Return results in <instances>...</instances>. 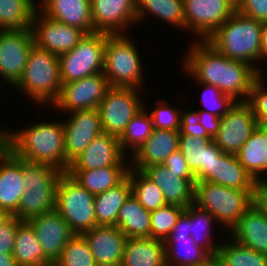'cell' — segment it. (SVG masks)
I'll list each match as a JSON object with an SVG mask.
<instances>
[{
    "mask_svg": "<svg viewBox=\"0 0 267 266\" xmlns=\"http://www.w3.org/2000/svg\"><path fill=\"white\" fill-rule=\"evenodd\" d=\"M193 41L181 68L193 81L211 84L237 102H246L260 74L250 65L227 58L207 41Z\"/></svg>",
    "mask_w": 267,
    "mask_h": 266,
    "instance_id": "6da1fadb",
    "label": "cell"
},
{
    "mask_svg": "<svg viewBox=\"0 0 267 266\" xmlns=\"http://www.w3.org/2000/svg\"><path fill=\"white\" fill-rule=\"evenodd\" d=\"M0 141L13 154L28 162L46 164L62 172H67L70 167L65 156L64 126L61 120H43L14 131L0 127Z\"/></svg>",
    "mask_w": 267,
    "mask_h": 266,
    "instance_id": "7a4b0ae2",
    "label": "cell"
},
{
    "mask_svg": "<svg viewBox=\"0 0 267 266\" xmlns=\"http://www.w3.org/2000/svg\"><path fill=\"white\" fill-rule=\"evenodd\" d=\"M262 27L263 22L235 11L206 41L222 55L252 66L261 75L264 72L256 63L260 62Z\"/></svg>",
    "mask_w": 267,
    "mask_h": 266,
    "instance_id": "3957f363",
    "label": "cell"
},
{
    "mask_svg": "<svg viewBox=\"0 0 267 266\" xmlns=\"http://www.w3.org/2000/svg\"><path fill=\"white\" fill-rule=\"evenodd\" d=\"M63 173L55 167L22 159L25 192L13 216L20 221H29L54 211L56 187Z\"/></svg>",
    "mask_w": 267,
    "mask_h": 266,
    "instance_id": "277c9868",
    "label": "cell"
},
{
    "mask_svg": "<svg viewBox=\"0 0 267 266\" xmlns=\"http://www.w3.org/2000/svg\"><path fill=\"white\" fill-rule=\"evenodd\" d=\"M61 87L58 56L34 45L29 52L23 75L14 88L21 90L24 96L40 107L52 105Z\"/></svg>",
    "mask_w": 267,
    "mask_h": 266,
    "instance_id": "5b68a950",
    "label": "cell"
},
{
    "mask_svg": "<svg viewBox=\"0 0 267 266\" xmlns=\"http://www.w3.org/2000/svg\"><path fill=\"white\" fill-rule=\"evenodd\" d=\"M126 34H106L103 74L110 87L143 89L142 59L134 39ZM143 86V87H142Z\"/></svg>",
    "mask_w": 267,
    "mask_h": 266,
    "instance_id": "8992f818",
    "label": "cell"
},
{
    "mask_svg": "<svg viewBox=\"0 0 267 266\" xmlns=\"http://www.w3.org/2000/svg\"><path fill=\"white\" fill-rule=\"evenodd\" d=\"M254 195L255 190H238L207 181H198L195 183L194 204L208 211L218 224L230 231L254 204Z\"/></svg>",
    "mask_w": 267,
    "mask_h": 266,
    "instance_id": "52a82bcc",
    "label": "cell"
},
{
    "mask_svg": "<svg viewBox=\"0 0 267 266\" xmlns=\"http://www.w3.org/2000/svg\"><path fill=\"white\" fill-rule=\"evenodd\" d=\"M95 195L64 172L56 187L55 210L74 234L81 235L97 225Z\"/></svg>",
    "mask_w": 267,
    "mask_h": 266,
    "instance_id": "ba28073f",
    "label": "cell"
},
{
    "mask_svg": "<svg viewBox=\"0 0 267 266\" xmlns=\"http://www.w3.org/2000/svg\"><path fill=\"white\" fill-rule=\"evenodd\" d=\"M106 33L87 34L69 52L59 58L62 84L103 73Z\"/></svg>",
    "mask_w": 267,
    "mask_h": 266,
    "instance_id": "9c48e42d",
    "label": "cell"
},
{
    "mask_svg": "<svg viewBox=\"0 0 267 266\" xmlns=\"http://www.w3.org/2000/svg\"><path fill=\"white\" fill-rule=\"evenodd\" d=\"M138 91V92H137ZM141 89L110 87L98 106L104 133L117 136L125 131L130 120L144 107Z\"/></svg>",
    "mask_w": 267,
    "mask_h": 266,
    "instance_id": "30bf717a",
    "label": "cell"
},
{
    "mask_svg": "<svg viewBox=\"0 0 267 266\" xmlns=\"http://www.w3.org/2000/svg\"><path fill=\"white\" fill-rule=\"evenodd\" d=\"M183 8L185 31L206 41L236 11V0H183Z\"/></svg>",
    "mask_w": 267,
    "mask_h": 266,
    "instance_id": "8fae6325",
    "label": "cell"
},
{
    "mask_svg": "<svg viewBox=\"0 0 267 266\" xmlns=\"http://www.w3.org/2000/svg\"><path fill=\"white\" fill-rule=\"evenodd\" d=\"M33 46L31 28L0 30V81H4L12 88L18 83Z\"/></svg>",
    "mask_w": 267,
    "mask_h": 266,
    "instance_id": "7c38bea8",
    "label": "cell"
},
{
    "mask_svg": "<svg viewBox=\"0 0 267 266\" xmlns=\"http://www.w3.org/2000/svg\"><path fill=\"white\" fill-rule=\"evenodd\" d=\"M110 88L103 73H97L80 80L62 84L58 98L52 103V109L70 113L84 109H98L107 90Z\"/></svg>",
    "mask_w": 267,
    "mask_h": 266,
    "instance_id": "4fadbf2b",
    "label": "cell"
},
{
    "mask_svg": "<svg viewBox=\"0 0 267 266\" xmlns=\"http://www.w3.org/2000/svg\"><path fill=\"white\" fill-rule=\"evenodd\" d=\"M34 45L57 56L72 50L87 34L80 28L60 23L36 10L31 23Z\"/></svg>",
    "mask_w": 267,
    "mask_h": 266,
    "instance_id": "5bb4252c",
    "label": "cell"
},
{
    "mask_svg": "<svg viewBox=\"0 0 267 266\" xmlns=\"http://www.w3.org/2000/svg\"><path fill=\"white\" fill-rule=\"evenodd\" d=\"M258 126L251 107L246 102H236L221 117L219 130L213 141L224 153L236 155Z\"/></svg>",
    "mask_w": 267,
    "mask_h": 266,
    "instance_id": "9a60e30c",
    "label": "cell"
},
{
    "mask_svg": "<svg viewBox=\"0 0 267 266\" xmlns=\"http://www.w3.org/2000/svg\"><path fill=\"white\" fill-rule=\"evenodd\" d=\"M67 120L63 121L65 137V156L70 164L77 158L95 137L103 130L98 109H84L65 113Z\"/></svg>",
    "mask_w": 267,
    "mask_h": 266,
    "instance_id": "2e32d148",
    "label": "cell"
},
{
    "mask_svg": "<svg viewBox=\"0 0 267 266\" xmlns=\"http://www.w3.org/2000/svg\"><path fill=\"white\" fill-rule=\"evenodd\" d=\"M91 14L94 32L125 34L137 23L136 0H91Z\"/></svg>",
    "mask_w": 267,
    "mask_h": 266,
    "instance_id": "e0dca14e",
    "label": "cell"
},
{
    "mask_svg": "<svg viewBox=\"0 0 267 266\" xmlns=\"http://www.w3.org/2000/svg\"><path fill=\"white\" fill-rule=\"evenodd\" d=\"M128 165H130V156H126L122 152L119 138L102 132L70 163L68 171H86L107 166Z\"/></svg>",
    "mask_w": 267,
    "mask_h": 266,
    "instance_id": "ac0fdd59",
    "label": "cell"
},
{
    "mask_svg": "<svg viewBox=\"0 0 267 266\" xmlns=\"http://www.w3.org/2000/svg\"><path fill=\"white\" fill-rule=\"evenodd\" d=\"M28 222L34 229L44 256L54 264L75 234L56 210L34 217Z\"/></svg>",
    "mask_w": 267,
    "mask_h": 266,
    "instance_id": "d6986e66",
    "label": "cell"
},
{
    "mask_svg": "<svg viewBox=\"0 0 267 266\" xmlns=\"http://www.w3.org/2000/svg\"><path fill=\"white\" fill-rule=\"evenodd\" d=\"M24 192L22 158L0 141V208L13 216Z\"/></svg>",
    "mask_w": 267,
    "mask_h": 266,
    "instance_id": "ffe728a7",
    "label": "cell"
},
{
    "mask_svg": "<svg viewBox=\"0 0 267 266\" xmlns=\"http://www.w3.org/2000/svg\"><path fill=\"white\" fill-rule=\"evenodd\" d=\"M142 172L161 188L167 204L183 208L194 204L196 178L179 177V173L168 170L162 164L145 167Z\"/></svg>",
    "mask_w": 267,
    "mask_h": 266,
    "instance_id": "44dd1931",
    "label": "cell"
},
{
    "mask_svg": "<svg viewBox=\"0 0 267 266\" xmlns=\"http://www.w3.org/2000/svg\"><path fill=\"white\" fill-rule=\"evenodd\" d=\"M180 131L154 129L147 141L130 156V168L142 171L145 167L161 165L179 149Z\"/></svg>",
    "mask_w": 267,
    "mask_h": 266,
    "instance_id": "7402d4cb",
    "label": "cell"
},
{
    "mask_svg": "<svg viewBox=\"0 0 267 266\" xmlns=\"http://www.w3.org/2000/svg\"><path fill=\"white\" fill-rule=\"evenodd\" d=\"M96 264L121 263L127 237L116 226L98 225L81 234Z\"/></svg>",
    "mask_w": 267,
    "mask_h": 266,
    "instance_id": "603a6c76",
    "label": "cell"
},
{
    "mask_svg": "<svg viewBox=\"0 0 267 266\" xmlns=\"http://www.w3.org/2000/svg\"><path fill=\"white\" fill-rule=\"evenodd\" d=\"M38 9L55 21L94 33L91 0H45Z\"/></svg>",
    "mask_w": 267,
    "mask_h": 266,
    "instance_id": "cb8c5ba5",
    "label": "cell"
},
{
    "mask_svg": "<svg viewBox=\"0 0 267 266\" xmlns=\"http://www.w3.org/2000/svg\"><path fill=\"white\" fill-rule=\"evenodd\" d=\"M229 233L238 243L267 255V215L255 203Z\"/></svg>",
    "mask_w": 267,
    "mask_h": 266,
    "instance_id": "d4e9b609",
    "label": "cell"
},
{
    "mask_svg": "<svg viewBox=\"0 0 267 266\" xmlns=\"http://www.w3.org/2000/svg\"><path fill=\"white\" fill-rule=\"evenodd\" d=\"M122 266H166L165 245L151 237L127 238Z\"/></svg>",
    "mask_w": 267,
    "mask_h": 266,
    "instance_id": "484cf974",
    "label": "cell"
},
{
    "mask_svg": "<svg viewBox=\"0 0 267 266\" xmlns=\"http://www.w3.org/2000/svg\"><path fill=\"white\" fill-rule=\"evenodd\" d=\"M236 156L256 182L267 180V127L258 126Z\"/></svg>",
    "mask_w": 267,
    "mask_h": 266,
    "instance_id": "4316f807",
    "label": "cell"
},
{
    "mask_svg": "<svg viewBox=\"0 0 267 266\" xmlns=\"http://www.w3.org/2000/svg\"><path fill=\"white\" fill-rule=\"evenodd\" d=\"M164 245L166 266H201L211 256L191 235H169Z\"/></svg>",
    "mask_w": 267,
    "mask_h": 266,
    "instance_id": "83f0119b",
    "label": "cell"
},
{
    "mask_svg": "<svg viewBox=\"0 0 267 266\" xmlns=\"http://www.w3.org/2000/svg\"><path fill=\"white\" fill-rule=\"evenodd\" d=\"M116 227L127 238L151 237V212L130 194L118 211Z\"/></svg>",
    "mask_w": 267,
    "mask_h": 266,
    "instance_id": "f1b7e54d",
    "label": "cell"
},
{
    "mask_svg": "<svg viewBox=\"0 0 267 266\" xmlns=\"http://www.w3.org/2000/svg\"><path fill=\"white\" fill-rule=\"evenodd\" d=\"M213 183L238 190H255L257 184L235 154L224 152L213 164Z\"/></svg>",
    "mask_w": 267,
    "mask_h": 266,
    "instance_id": "f546056e",
    "label": "cell"
},
{
    "mask_svg": "<svg viewBox=\"0 0 267 266\" xmlns=\"http://www.w3.org/2000/svg\"><path fill=\"white\" fill-rule=\"evenodd\" d=\"M13 258L17 266H51L53 265L42 251L33 227L28 221H22L16 231Z\"/></svg>",
    "mask_w": 267,
    "mask_h": 266,
    "instance_id": "4dcf8cb0",
    "label": "cell"
},
{
    "mask_svg": "<svg viewBox=\"0 0 267 266\" xmlns=\"http://www.w3.org/2000/svg\"><path fill=\"white\" fill-rule=\"evenodd\" d=\"M131 194V183L127 176L117 186L95 195L94 206L97 225L116 226L118 211Z\"/></svg>",
    "mask_w": 267,
    "mask_h": 266,
    "instance_id": "1f68e13d",
    "label": "cell"
},
{
    "mask_svg": "<svg viewBox=\"0 0 267 266\" xmlns=\"http://www.w3.org/2000/svg\"><path fill=\"white\" fill-rule=\"evenodd\" d=\"M129 166H107L86 171H67L80 185L96 195L117 186L128 174Z\"/></svg>",
    "mask_w": 267,
    "mask_h": 266,
    "instance_id": "d6a6232c",
    "label": "cell"
},
{
    "mask_svg": "<svg viewBox=\"0 0 267 266\" xmlns=\"http://www.w3.org/2000/svg\"><path fill=\"white\" fill-rule=\"evenodd\" d=\"M148 14L185 31L183 0H136V25Z\"/></svg>",
    "mask_w": 267,
    "mask_h": 266,
    "instance_id": "836d02e7",
    "label": "cell"
},
{
    "mask_svg": "<svg viewBox=\"0 0 267 266\" xmlns=\"http://www.w3.org/2000/svg\"><path fill=\"white\" fill-rule=\"evenodd\" d=\"M130 120L125 131L119 137L122 152L127 155L134 154L151 136L154 126L147 110V105ZM128 153V154H127Z\"/></svg>",
    "mask_w": 267,
    "mask_h": 266,
    "instance_id": "e575fe53",
    "label": "cell"
},
{
    "mask_svg": "<svg viewBox=\"0 0 267 266\" xmlns=\"http://www.w3.org/2000/svg\"><path fill=\"white\" fill-rule=\"evenodd\" d=\"M37 9L32 0H0V30L31 28Z\"/></svg>",
    "mask_w": 267,
    "mask_h": 266,
    "instance_id": "d590c367",
    "label": "cell"
},
{
    "mask_svg": "<svg viewBox=\"0 0 267 266\" xmlns=\"http://www.w3.org/2000/svg\"><path fill=\"white\" fill-rule=\"evenodd\" d=\"M127 176L131 183V194L147 211H154L167 204L161 188L142 171L129 168Z\"/></svg>",
    "mask_w": 267,
    "mask_h": 266,
    "instance_id": "8d00e7d4",
    "label": "cell"
},
{
    "mask_svg": "<svg viewBox=\"0 0 267 266\" xmlns=\"http://www.w3.org/2000/svg\"><path fill=\"white\" fill-rule=\"evenodd\" d=\"M216 222L215 218L208 211L200 209L195 204L191 205L190 234L193 241L210 255H216L221 244V240H218L220 242L217 243L216 240H213L214 236L211 234L215 230L213 225Z\"/></svg>",
    "mask_w": 267,
    "mask_h": 266,
    "instance_id": "74e56055",
    "label": "cell"
},
{
    "mask_svg": "<svg viewBox=\"0 0 267 266\" xmlns=\"http://www.w3.org/2000/svg\"><path fill=\"white\" fill-rule=\"evenodd\" d=\"M221 241L217 255L226 266H267V255L256 252L234 239Z\"/></svg>",
    "mask_w": 267,
    "mask_h": 266,
    "instance_id": "f35d334b",
    "label": "cell"
},
{
    "mask_svg": "<svg viewBox=\"0 0 267 266\" xmlns=\"http://www.w3.org/2000/svg\"><path fill=\"white\" fill-rule=\"evenodd\" d=\"M212 141V138H194L180 134L179 150L185 157L191 172L195 175L196 182L205 181V150Z\"/></svg>",
    "mask_w": 267,
    "mask_h": 266,
    "instance_id": "ab89813d",
    "label": "cell"
},
{
    "mask_svg": "<svg viewBox=\"0 0 267 266\" xmlns=\"http://www.w3.org/2000/svg\"><path fill=\"white\" fill-rule=\"evenodd\" d=\"M54 266H96L94 256L82 235L75 234L66 244Z\"/></svg>",
    "mask_w": 267,
    "mask_h": 266,
    "instance_id": "60d3db41",
    "label": "cell"
},
{
    "mask_svg": "<svg viewBox=\"0 0 267 266\" xmlns=\"http://www.w3.org/2000/svg\"><path fill=\"white\" fill-rule=\"evenodd\" d=\"M184 211L185 208L174 204L151 211V238L164 242Z\"/></svg>",
    "mask_w": 267,
    "mask_h": 266,
    "instance_id": "b9f144b4",
    "label": "cell"
},
{
    "mask_svg": "<svg viewBox=\"0 0 267 266\" xmlns=\"http://www.w3.org/2000/svg\"><path fill=\"white\" fill-rule=\"evenodd\" d=\"M199 84V85H197ZM198 87L203 90L201 95L202 107L198 110H204L218 117L224 116L237 102L231 96L222 93V91L214 85L196 82Z\"/></svg>",
    "mask_w": 267,
    "mask_h": 266,
    "instance_id": "7bdbcfd3",
    "label": "cell"
},
{
    "mask_svg": "<svg viewBox=\"0 0 267 266\" xmlns=\"http://www.w3.org/2000/svg\"><path fill=\"white\" fill-rule=\"evenodd\" d=\"M181 108L169 106L166 99L160 97L156 100L155 108L150 110V117L154 129L180 131L181 128ZM180 110V111H179Z\"/></svg>",
    "mask_w": 267,
    "mask_h": 266,
    "instance_id": "ee69618b",
    "label": "cell"
},
{
    "mask_svg": "<svg viewBox=\"0 0 267 266\" xmlns=\"http://www.w3.org/2000/svg\"><path fill=\"white\" fill-rule=\"evenodd\" d=\"M263 74L253 83L246 103L251 107L259 126H267V87ZM265 81V82H264Z\"/></svg>",
    "mask_w": 267,
    "mask_h": 266,
    "instance_id": "f6af8a7d",
    "label": "cell"
},
{
    "mask_svg": "<svg viewBox=\"0 0 267 266\" xmlns=\"http://www.w3.org/2000/svg\"><path fill=\"white\" fill-rule=\"evenodd\" d=\"M181 109V135H189L192 137L210 138L205 129L199 123V115L196 110L185 111Z\"/></svg>",
    "mask_w": 267,
    "mask_h": 266,
    "instance_id": "bcb514c9",
    "label": "cell"
},
{
    "mask_svg": "<svg viewBox=\"0 0 267 266\" xmlns=\"http://www.w3.org/2000/svg\"><path fill=\"white\" fill-rule=\"evenodd\" d=\"M236 11L246 17L267 22V0H236Z\"/></svg>",
    "mask_w": 267,
    "mask_h": 266,
    "instance_id": "7dc6e473",
    "label": "cell"
},
{
    "mask_svg": "<svg viewBox=\"0 0 267 266\" xmlns=\"http://www.w3.org/2000/svg\"><path fill=\"white\" fill-rule=\"evenodd\" d=\"M21 222L11 216L0 226V253H13L17 227Z\"/></svg>",
    "mask_w": 267,
    "mask_h": 266,
    "instance_id": "c3c4849f",
    "label": "cell"
},
{
    "mask_svg": "<svg viewBox=\"0 0 267 266\" xmlns=\"http://www.w3.org/2000/svg\"><path fill=\"white\" fill-rule=\"evenodd\" d=\"M162 165L174 173H179V177L195 178V175L191 172L185 157L179 149L174 151Z\"/></svg>",
    "mask_w": 267,
    "mask_h": 266,
    "instance_id": "681fc988",
    "label": "cell"
},
{
    "mask_svg": "<svg viewBox=\"0 0 267 266\" xmlns=\"http://www.w3.org/2000/svg\"><path fill=\"white\" fill-rule=\"evenodd\" d=\"M199 115V123L205 129L210 138L217 135L220 126L221 117L210 114L204 110H197Z\"/></svg>",
    "mask_w": 267,
    "mask_h": 266,
    "instance_id": "f907efd6",
    "label": "cell"
},
{
    "mask_svg": "<svg viewBox=\"0 0 267 266\" xmlns=\"http://www.w3.org/2000/svg\"><path fill=\"white\" fill-rule=\"evenodd\" d=\"M205 158V181L213 183V164L223 151L212 141L206 148Z\"/></svg>",
    "mask_w": 267,
    "mask_h": 266,
    "instance_id": "816d5d0a",
    "label": "cell"
},
{
    "mask_svg": "<svg viewBox=\"0 0 267 266\" xmlns=\"http://www.w3.org/2000/svg\"><path fill=\"white\" fill-rule=\"evenodd\" d=\"M190 226H191V205L186 207L185 211L180 215L170 235H191Z\"/></svg>",
    "mask_w": 267,
    "mask_h": 266,
    "instance_id": "f5cc1de1",
    "label": "cell"
},
{
    "mask_svg": "<svg viewBox=\"0 0 267 266\" xmlns=\"http://www.w3.org/2000/svg\"><path fill=\"white\" fill-rule=\"evenodd\" d=\"M254 203L267 215V180L257 182Z\"/></svg>",
    "mask_w": 267,
    "mask_h": 266,
    "instance_id": "db71d44e",
    "label": "cell"
},
{
    "mask_svg": "<svg viewBox=\"0 0 267 266\" xmlns=\"http://www.w3.org/2000/svg\"><path fill=\"white\" fill-rule=\"evenodd\" d=\"M267 60V22L263 23L260 41V61Z\"/></svg>",
    "mask_w": 267,
    "mask_h": 266,
    "instance_id": "11a10c76",
    "label": "cell"
},
{
    "mask_svg": "<svg viewBox=\"0 0 267 266\" xmlns=\"http://www.w3.org/2000/svg\"><path fill=\"white\" fill-rule=\"evenodd\" d=\"M0 266H17L12 253H0Z\"/></svg>",
    "mask_w": 267,
    "mask_h": 266,
    "instance_id": "9f6ffc18",
    "label": "cell"
},
{
    "mask_svg": "<svg viewBox=\"0 0 267 266\" xmlns=\"http://www.w3.org/2000/svg\"><path fill=\"white\" fill-rule=\"evenodd\" d=\"M201 266H226L221 258L216 255H211Z\"/></svg>",
    "mask_w": 267,
    "mask_h": 266,
    "instance_id": "6f0895ef",
    "label": "cell"
},
{
    "mask_svg": "<svg viewBox=\"0 0 267 266\" xmlns=\"http://www.w3.org/2000/svg\"><path fill=\"white\" fill-rule=\"evenodd\" d=\"M11 217L4 209L0 208V226Z\"/></svg>",
    "mask_w": 267,
    "mask_h": 266,
    "instance_id": "680465c9",
    "label": "cell"
},
{
    "mask_svg": "<svg viewBox=\"0 0 267 266\" xmlns=\"http://www.w3.org/2000/svg\"><path fill=\"white\" fill-rule=\"evenodd\" d=\"M96 266H122L121 263H100L96 264Z\"/></svg>",
    "mask_w": 267,
    "mask_h": 266,
    "instance_id": "91938a15",
    "label": "cell"
},
{
    "mask_svg": "<svg viewBox=\"0 0 267 266\" xmlns=\"http://www.w3.org/2000/svg\"><path fill=\"white\" fill-rule=\"evenodd\" d=\"M45 0H39V1H37V2H39L38 3V7L44 2Z\"/></svg>",
    "mask_w": 267,
    "mask_h": 266,
    "instance_id": "94428289",
    "label": "cell"
},
{
    "mask_svg": "<svg viewBox=\"0 0 267 266\" xmlns=\"http://www.w3.org/2000/svg\"><path fill=\"white\" fill-rule=\"evenodd\" d=\"M32 1L38 7L37 0L36 1L35 0H32Z\"/></svg>",
    "mask_w": 267,
    "mask_h": 266,
    "instance_id": "6125c7cd",
    "label": "cell"
}]
</instances>
